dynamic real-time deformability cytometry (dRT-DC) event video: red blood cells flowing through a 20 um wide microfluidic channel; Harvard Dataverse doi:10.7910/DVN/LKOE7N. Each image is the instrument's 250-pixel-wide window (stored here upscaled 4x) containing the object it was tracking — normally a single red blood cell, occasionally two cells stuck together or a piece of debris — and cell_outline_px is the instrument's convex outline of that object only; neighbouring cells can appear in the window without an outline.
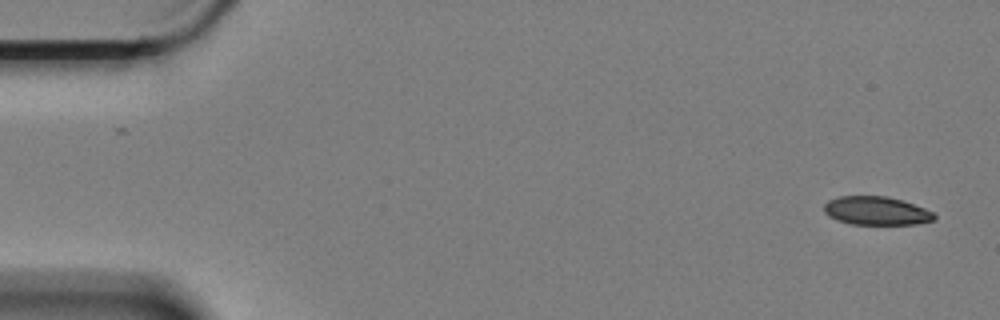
{"species": "Egyptian fruit bat (a non-hibernating species)", "species_latin": "Rousettus aegyptiacus", "temperature_condition": "cold", "stored_images_in_passage": 6, "camera_frame_rate_fps": 3000, "um_per_image_px": 0.085, "animal": {"sex": "female"}, "frame": {"image": 1, "passage_image": 1, "time_ms": 0.0, "image_size_px": [1000, 320], "cell_outline_px": [[936, 220], [916, 224], [852, 224], [836, 220], [828, 216], [824, 212], [824, 204], [828, 200], [840, 196], [888, 196], [924, 208], [932, 212], [936, 216]], "centroid_in_image_um": [74.46, 17.92], "position_along_channel_um": 10.5, "area_um2": 18.26}}
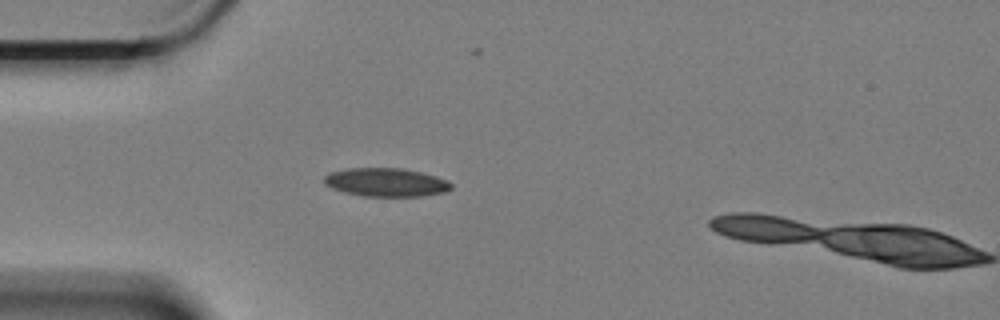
{"frame": {"image": 2, "passage_image": 5, "time_ms": 1.333, "image_size_px": [1000, 320], "cell_outline_px": [[452, 188], [444, 192], [420, 196], [364, 196], [344, 192], [332, 188], [324, 184], [324, 176], [328, 172], [348, 168], [404, 168], [436, 176], [452, 184]], "centroid_in_image_um": [32.77, 15.49], "position_along_channel_um": 52.2, "area_um2": 21.04}}